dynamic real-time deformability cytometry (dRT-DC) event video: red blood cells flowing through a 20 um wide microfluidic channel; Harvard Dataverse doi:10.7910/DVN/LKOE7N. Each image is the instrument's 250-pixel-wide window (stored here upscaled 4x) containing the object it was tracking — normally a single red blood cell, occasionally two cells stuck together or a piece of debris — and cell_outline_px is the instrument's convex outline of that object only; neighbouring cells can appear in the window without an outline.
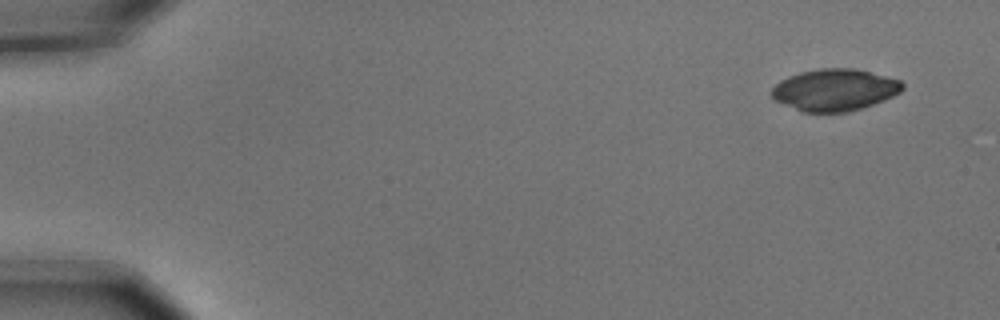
{"species": "common noctule bat (a hibernating species)", "species_latin": "Nyctalus noctula", "temperature_condition": "cold", "stored_images_in_passage": 5, "camera_frame_rate_fps": 3000, "um_per_image_px": 0.085, "animal": {"sex": "male", "body_mass_g": 15.6}, "frame": {"image": 1, "passage_image": 1, "time_ms": 0.0, "image_size_px": [1000, 320], "cell_outline_px": [[904, 88], [900, 92], [884, 100], [848, 112], [804, 112], [776, 100], [772, 96], [772, 88], [780, 80], [788, 76], [800, 72], [820, 68], [852, 68], [900, 80], [904, 84]], "centroid_in_image_um": [70.95, 7.63], "position_along_channel_um": 14.1, "area_um2": 31.5}}
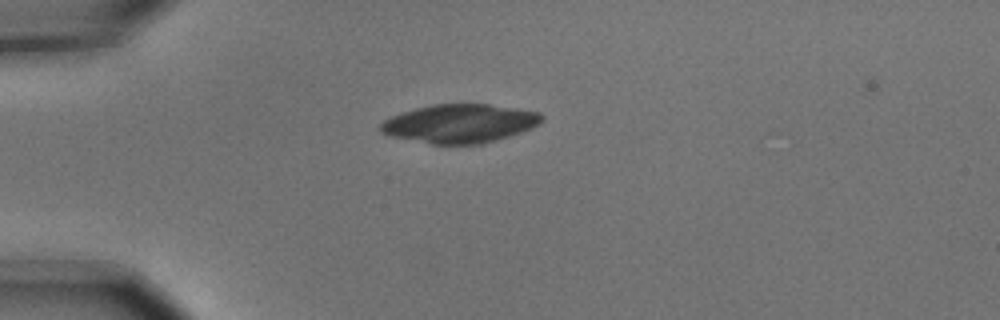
{"frame": {"image": 2, "passage_image": 4, "time_ms": 1.0, "image_size_px": [1000, 320], "cell_outline_px": [[544, 120], [540, 124], [532, 128], [484, 144], [432, 144], [392, 136], [380, 132], [380, 124], [384, 120], [392, 116], [416, 108], [432, 104], [488, 104], [516, 108], [540, 112], [544, 116]], "centroid_in_image_um": [39.12, 10.5], "position_along_channel_um": 45.9, "area_um2": 36.24}}